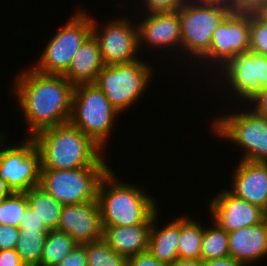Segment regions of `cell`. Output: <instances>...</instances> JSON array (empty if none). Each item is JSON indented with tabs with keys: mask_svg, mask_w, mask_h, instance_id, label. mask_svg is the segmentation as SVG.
Returning a JSON list of instances; mask_svg holds the SVG:
<instances>
[{
	"mask_svg": "<svg viewBox=\"0 0 267 266\" xmlns=\"http://www.w3.org/2000/svg\"><path fill=\"white\" fill-rule=\"evenodd\" d=\"M20 73L14 77L11 91L28 126L27 137L69 122L75 86L63 75L43 74L31 67Z\"/></svg>",
	"mask_w": 267,
	"mask_h": 266,
	"instance_id": "obj_1",
	"label": "cell"
},
{
	"mask_svg": "<svg viewBox=\"0 0 267 266\" xmlns=\"http://www.w3.org/2000/svg\"><path fill=\"white\" fill-rule=\"evenodd\" d=\"M32 139L41 157V169L95 167L106 155L90 137L70 122L46 128Z\"/></svg>",
	"mask_w": 267,
	"mask_h": 266,
	"instance_id": "obj_2",
	"label": "cell"
},
{
	"mask_svg": "<svg viewBox=\"0 0 267 266\" xmlns=\"http://www.w3.org/2000/svg\"><path fill=\"white\" fill-rule=\"evenodd\" d=\"M119 180L111 167L98 186L102 227L152 224L159 203L138 185Z\"/></svg>",
	"mask_w": 267,
	"mask_h": 266,
	"instance_id": "obj_3",
	"label": "cell"
},
{
	"mask_svg": "<svg viewBox=\"0 0 267 266\" xmlns=\"http://www.w3.org/2000/svg\"><path fill=\"white\" fill-rule=\"evenodd\" d=\"M237 104L240 109L235 108L237 112L215 117L211 122L212 131L216 137L227 139L243 150L239 160L267 163V117L250 109V105L241 111L239 102Z\"/></svg>",
	"mask_w": 267,
	"mask_h": 266,
	"instance_id": "obj_4",
	"label": "cell"
},
{
	"mask_svg": "<svg viewBox=\"0 0 267 266\" xmlns=\"http://www.w3.org/2000/svg\"><path fill=\"white\" fill-rule=\"evenodd\" d=\"M118 114L121 115L94 83L75 85L69 122L103 150L112 136Z\"/></svg>",
	"mask_w": 267,
	"mask_h": 266,
	"instance_id": "obj_5",
	"label": "cell"
},
{
	"mask_svg": "<svg viewBox=\"0 0 267 266\" xmlns=\"http://www.w3.org/2000/svg\"><path fill=\"white\" fill-rule=\"evenodd\" d=\"M151 66L141 58L128 63L105 65L97 74L94 84L122 113L139 102L146 92L154 75Z\"/></svg>",
	"mask_w": 267,
	"mask_h": 266,
	"instance_id": "obj_6",
	"label": "cell"
},
{
	"mask_svg": "<svg viewBox=\"0 0 267 266\" xmlns=\"http://www.w3.org/2000/svg\"><path fill=\"white\" fill-rule=\"evenodd\" d=\"M177 12L181 48L195 59L193 62H199L208 53L213 32L232 13L227 5L206 1L184 3Z\"/></svg>",
	"mask_w": 267,
	"mask_h": 266,
	"instance_id": "obj_7",
	"label": "cell"
},
{
	"mask_svg": "<svg viewBox=\"0 0 267 266\" xmlns=\"http://www.w3.org/2000/svg\"><path fill=\"white\" fill-rule=\"evenodd\" d=\"M104 157L95 167L77 169H41L40 184L63 205L97 200L98 186L111 168Z\"/></svg>",
	"mask_w": 267,
	"mask_h": 266,
	"instance_id": "obj_8",
	"label": "cell"
},
{
	"mask_svg": "<svg viewBox=\"0 0 267 266\" xmlns=\"http://www.w3.org/2000/svg\"><path fill=\"white\" fill-rule=\"evenodd\" d=\"M92 34V16L77 10L46 43L32 69L43 74L64 75L82 43Z\"/></svg>",
	"mask_w": 267,
	"mask_h": 266,
	"instance_id": "obj_9",
	"label": "cell"
},
{
	"mask_svg": "<svg viewBox=\"0 0 267 266\" xmlns=\"http://www.w3.org/2000/svg\"><path fill=\"white\" fill-rule=\"evenodd\" d=\"M6 137L5 133L0 134V177L13 192H26L40 184L39 150L35 141L29 137L15 146L12 144L4 147Z\"/></svg>",
	"mask_w": 267,
	"mask_h": 266,
	"instance_id": "obj_10",
	"label": "cell"
},
{
	"mask_svg": "<svg viewBox=\"0 0 267 266\" xmlns=\"http://www.w3.org/2000/svg\"><path fill=\"white\" fill-rule=\"evenodd\" d=\"M215 76L220 77L219 82H224L222 85L227 92L224 94L230 93V97L235 98L236 102H244L241 104L243 106L267 87V57L251 51L238 54L217 71Z\"/></svg>",
	"mask_w": 267,
	"mask_h": 266,
	"instance_id": "obj_11",
	"label": "cell"
},
{
	"mask_svg": "<svg viewBox=\"0 0 267 266\" xmlns=\"http://www.w3.org/2000/svg\"><path fill=\"white\" fill-rule=\"evenodd\" d=\"M248 51H250V14L231 13L213 32L209 51L198 63L202 65L205 61L208 71L209 67L210 70L215 67L216 74L217 70L219 71L236 55Z\"/></svg>",
	"mask_w": 267,
	"mask_h": 266,
	"instance_id": "obj_12",
	"label": "cell"
},
{
	"mask_svg": "<svg viewBox=\"0 0 267 266\" xmlns=\"http://www.w3.org/2000/svg\"><path fill=\"white\" fill-rule=\"evenodd\" d=\"M119 18L105 21V26L103 24L99 28L97 19L92 17V35L98 42L104 65L128 63L141 58L138 56L136 20L133 23L126 16Z\"/></svg>",
	"mask_w": 267,
	"mask_h": 266,
	"instance_id": "obj_13",
	"label": "cell"
},
{
	"mask_svg": "<svg viewBox=\"0 0 267 266\" xmlns=\"http://www.w3.org/2000/svg\"><path fill=\"white\" fill-rule=\"evenodd\" d=\"M223 189L210 200V221H214L228 233L264 221L263 209L236 197L228 189Z\"/></svg>",
	"mask_w": 267,
	"mask_h": 266,
	"instance_id": "obj_14",
	"label": "cell"
},
{
	"mask_svg": "<svg viewBox=\"0 0 267 266\" xmlns=\"http://www.w3.org/2000/svg\"><path fill=\"white\" fill-rule=\"evenodd\" d=\"M57 230L71 236L78 245L102 238V223L97 200L64 205Z\"/></svg>",
	"mask_w": 267,
	"mask_h": 266,
	"instance_id": "obj_15",
	"label": "cell"
},
{
	"mask_svg": "<svg viewBox=\"0 0 267 266\" xmlns=\"http://www.w3.org/2000/svg\"><path fill=\"white\" fill-rule=\"evenodd\" d=\"M144 16L137 23L139 49L148 46L151 47V50L153 48H166V50L171 47L176 50L180 48L175 51L178 53L181 50L179 13L177 11L152 12L146 13Z\"/></svg>",
	"mask_w": 267,
	"mask_h": 266,
	"instance_id": "obj_16",
	"label": "cell"
},
{
	"mask_svg": "<svg viewBox=\"0 0 267 266\" xmlns=\"http://www.w3.org/2000/svg\"><path fill=\"white\" fill-rule=\"evenodd\" d=\"M228 190L264 211L267 208V163L240 160L234 167ZM235 172V173H234Z\"/></svg>",
	"mask_w": 267,
	"mask_h": 266,
	"instance_id": "obj_17",
	"label": "cell"
},
{
	"mask_svg": "<svg viewBox=\"0 0 267 266\" xmlns=\"http://www.w3.org/2000/svg\"><path fill=\"white\" fill-rule=\"evenodd\" d=\"M229 255L242 266L260 262L267 257V227L265 222L228 233ZM260 260V261H259Z\"/></svg>",
	"mask_w": 267,
	"mask_h": 266,
	"instance_id": "obj_18",
	"label": "cell"
},
{
	"mask_svg": "<svg viewBox=\"0 0 267 266\" xmlns=\"http://www.w3.org/2000/svg\"><path fill=\"white\" fill-rule=\"evenodd\" d=\"M102 228V239L113 251L127 258L148 251L151 224Z\"/></svg>",
	"mask_w": 267,
	"mask_h": 266,
	"instance_id": "obj_19",
	"label": "cell"
},
{
	"mask_svg": "<svg viewBox=\"0 0 267 266\" xmlns=\"http://www.w3.org/2000/svg\"><path fill=\"white\" fill-rule=\"evenodd\" d=\"M104 66L98 42L91 34L75 53L63 76L74 86L94 83L97 74Z\"/></svg>",
	"mask_w": 267,
	"mask_h": 266,
	"instance_id": "obj_20",
	"label": "cell"
},
{
	"mask_svg": "<svg viewBox=\"0 0 267 266\" xmlns=\"http://www.w3.org/2000/svg\"><path fill=\"white\" fill-rule=\"evenodd\" d=\"M158 213L159 211L154 214L152 220L148 252L159 262L170 265L178 258L180 217L171 220L168 224H164L162 228H159L156 224L158 222V215H160Z\"/></svg>",
	"mask_w": 267,
	"mask_h": 266,
	"instance_id": "obj_21",
	"label": "cell"
},
{
	"mask_svg": "<svg viewBox=\"0 0 267 266\" xmlns=\"http://www.w3.org/2000/svg\"><path fill=\"white\" fill-rule=\"evenodd\" d=\"M25 193L29 208L34 214L42 220L49 230H57L64 205L39 185L29 189Z\"/></svg>",
	"mask_w": 267,
	"mask_h": 266,
	"instance_id": "obj_22",
	"label": "cell"
},
{
	"mask_svg": "<svg viewBox=\"0 0 267 266\" xmlns=\"http://www.w3.org/2000/svg\"><path fill=\"white\" fill-rule=\"evenodd\" d=\"M204 234V225L197 220L182 215L180 217V241L178 258L200 259L201 240Z\"/></svg>",
	"mask_w": 267,
	"mask_h": 266,
	"instance_id": "obj_23",
	"label": "cell"
},
{
	"mask_svg": "<svg viewBox=\"0 0 267 266\" xmlns=\"http://www.w3.org/2000/svg\"><path fill=\"white\" fill-rule=\"evenodd\" d=\"M78 245L64 232L50 230L46 236L40 266H57Z\"/></svg>",
	"mask_w": 267,
	"mask_h": 266,
	"instance_id": "obj_24",
	"label": "cell"
},
{
	"mask_svg": "<svg viewBox=\"0 0 267 266\" xmlns=\"http://www.w3.org/2000/svg\"><path fill=\"white\" fill-rule=\"evenodd\" d=\"M213 224V225H212ZM212 226V227H210ZM209 228L204 226V234L201 240L202 261L226 258L229 255L228 232L222 229L214 221Z\"/></svg>",
	"mask_w": 267,
	"mask_h": 266,
	"instance_id": "obj_25",
	"label": "cell"
},
{
	"mask_svg": "<svg viewBox=\"0 0 267 266\" xmlns=\"http://www.w3.org/2000/svg\"><path fill=\"white\" fill-rule=\"evenodd\" d=\"M47 234L42 231H19L15 250L25 266H40Z\"/></svg>",
	"mask_w": 267,
	"mask_h": 266,
	"instance_id": "obj_26",
	"label": "cell"
},
{
	"mask_svg": "<svg viewBox=\"0 0 267 266\" xmlns=\"http://www.w3.org/2000/svg\"><path fill=\"white\" fill-rule=\"evenodd\" d=\"M88 266H127V257L113 251L101 238L86 244Z\"/></svg>",
	"mask_w": 267,
	"mask_h": 266,
	"instance_id": "obj_27",
	"label": "cell"
},
{
	"mask_svg": "<svg viewBox=\"0 0 267 266\" xmlns=\"http://www.w3.org/2000/svg\"><path fill=\"white\" fill-rule=\"evenodd\" d=\"M28 205L25 192H13L0 200V224L19 227Z\"/></svg>",
	"mask_w": 267,
	"mask_h": 266,
	"instance_id": "obj_28",
	"label": "cell"
},
{
	"mask_svg": "<svg viewBox=\"0 0 267 266\" xmlns=\"http://www.w3.org/2000/svg\"><path fill=\"white\" fill-rule=\"evenodd\" d=\"M250 51L267 57V21L250 15Z\"/></svg>",
	"mask_w": 267,
	"mask_h": 266,
	"instance_id": "obj_29",
	"label": "cell"
},
{
	"mask_svg": "<svg viewBox=\"0 0 267 266\" xmlns=\"http://www.w3.org/2000/svg\"><path fill=\"white\" fill-rule=\"evenodd\" d=\"M142 2L145 6L141 7L143 10L147 9L144 10L146 13L175 12L184 4L183 0H142Z\"/></svg>",
	"mask_w": 267,
	"mask_h": 266,
	"instance_id": "obj_30",
	"label": "cell"
},
{
	"mask_svg": "<svg viewBox=\"0 0 267 266\" xmlns=\"http://www.w3.org/2000/svg\"><path fill=\"white\" fill-rule=\"evenodd\" d=\"M19 228L0 224V251L5 249H15L19 238Z\"/></svg>",
	"mask_w": 267,
	"mask_h": 266,
	"instance_id": "obj_31",
	"label": "cell"
},
{
	"mask_svg": "<svg viewBox=\"0 0 267 266\" xmlns=\"http://www.w3.org/2000/svg\"><path fill=\"white\" fill-rule=\"evenodd\" d=\"M267 0H233L229 6L232 13L256 14Z\"/></svg>",
	"mask_w": 267,
	"mask_h": 266,
	"instance_id": "obj_32",
	"label": "cell"
},
{
	"mask_svg": "<svg viewBox=\"0 0 267 266\" xmlns=\"http://www.w3.org/2000/svg\"><path fill=\"white\" fill-rule=\"evenodd\" d=\"M57 266H88L86 244L76 245Z\"/></svg>",
	"mask_w": 267,
	"mask_h": 266,
	"instance_id": "obj_33",
	"label": "cell"
},
{
	"mask_svg": "<svg viewBox=\"0 0 267 266\" xmlns=\"http://www.w3.org/2000/svg\"><path fill=\"white\" fill-rule=\"evenodd\" d=\"M18 228L21 231H50L29 207L27 208Z\"/></svg>",
	"mask_w": 267,
	"mask_h": 266,
	"instance_id": "obj_34",
	"label": "cell"
},
{
	"mask_svg": "<svg viewBox=\"0 0 267 266\" xmlns=\"http://www.w3.org/2000/svg\"><path fill=\"white\" fill-rule=\"evenodd\" d=\"M127 266H167L159 262L148 251L131 256L127 259Z\"/></svg>",
	"mask_w": 267,
	"mask_h": 266,
	"instance_id": "obj_35",
	"label": "cell"
},
{
	"mask_svg": "<svg viewBox=\"0 0 267 266\" xmlns=\"http://www.w3.org/2000/svg\"><path fill=\"white\" fill-rule=\"evenodd\" d=\"M248 104L258 114L267 117V87L263 88Z\"/></svg>",
	"mask_w": 267,
	"mask_h": 266,
	"instance_id": "obj_36",
	"label": "cell"
},
{
	"mask_svg": "<svg viewBox=\"0 0 267 266\" xmlns=\"http://www.w3.org/2000/svg\"><path fill=\"white\" fill-rule=\"evenodd\" d=\"M0 266H25L15 249L0 251Z\"/></svg>",
	"mask_w": 267,
	"mask_h": 266,
	"instance_id": "obj_37",
	"label": "cell"
},
{
	"mask_svg": "<svg viewBox=\"0 0 267 266\" xmlns=\"http://www.w3.org/2000/svg\"><path fill=\"white\" fill-rule=\"evenodd\" d=\"M202 266H242V265L231 256H228L222 259L203 261Z\"/></svg>",
	"mask_w": 267,
	"mask_h": 266,
	"instance_id": "obj_38",
	"label": "cell"
},
{
	"mask_svg": "<svg viewBox=\"0 0 267 266\" xmlns=\"http://www.w3.org/2000/svg\"><path fill=\"white\" fill-rule=\"evenodd\" d=\"M203 261L201 259H182L177 258L170 265L167 266H202Z\"/></svg>",
	"mask_w": 267,
	"mask_h": 266,
	"instance_id": "obj_39",
	"label": "cell"
},
{
	"mask_svg": "<svg viewBox=\"0 0 267 266\" xmlns=\"http://www.w3.org/2000/svg\"><path fill=\"white\" fill-rule=\"evenodd\" d=\"M12 193H13V191L8 186L7 182L4 181L0 177V200L6 198L7 196L11 195Z\"/></svg>",
	"mask_w": 267,
	"mask_h": 266,
	"instance_id": "obj_40",
	"label": "cell"
},
{
	"mask_svg": "<svg viewBox=\"0 0 267 266\" xmlns=\"http://www.w3.org/2000/svg\"><path fill=\"white\" fill-rule=\"evenodd\" d=\"M261 19L267 21V1L263 4L261 9L256 13Z\"/></svg>",
	"mask_w": 267,
	"mask_h": 266,
	"instance_id": "obj_41",
	"label": "cell"
},
{
	"mask_svg": "<svg viewBox=\"0 0 267 266\" xmlns=\"http://www.w3.org/2000/svg\"><path fill=\"white\" fill-rule=\"evenodd\" d=\"M206 2H212V3H220L227 6H230L233 2V0H205Z\"/></svg>",
	"mask_w": 267,
	"mask_h": 266,
	"instance_id": "obj_42",
	"label": "cell"
},
{
	"mask_svg": "<svg viewBox=\"0 0 267 266\" xmlns=\"http://www.w3.org/2000/svg\"><path fill=\"white\" fill-rule=\"evenodd\" d=\"M184 3H189V2H205V0H183Z\"/></svg>",
	"mask_w": 267,
	"mask_h": 266,
	"instance_id": "obj_43",
	"label": "cell"
},
{
	"mask_svg": "<svg viewBox=\"0 0 267 266\" xmlns=\"http://www.w3.org/2000/svg\"><path fill=\"white\" fill-rule=\"evenodd\" d=\"M264 220H267V208L265 210Z\"/></svg>",
	"mask_w": 267,
	"mask_h": 266,
	"instance_id": "obj_44",
	"label": "cell"
}]
</instances>
